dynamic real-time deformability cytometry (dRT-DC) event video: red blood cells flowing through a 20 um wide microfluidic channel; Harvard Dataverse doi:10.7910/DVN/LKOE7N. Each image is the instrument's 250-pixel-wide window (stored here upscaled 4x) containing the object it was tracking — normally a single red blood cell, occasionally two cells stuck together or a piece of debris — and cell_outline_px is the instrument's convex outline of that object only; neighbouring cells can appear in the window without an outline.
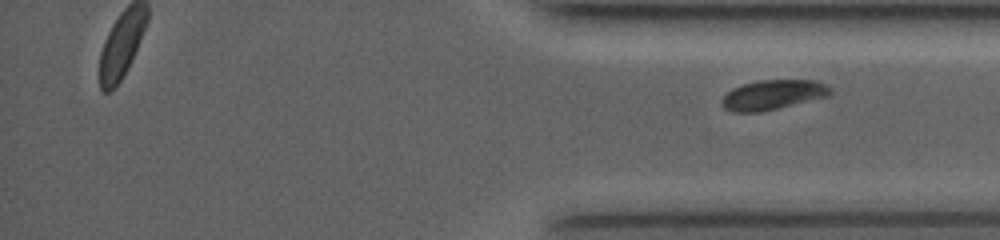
{"species": "common noctule bat (a hibernating species)", "species_latin": "Nyctalus noctula", "temperature_condition": "room temperature", "stored_images_in_passage": 32, "segment_of_instrument_passage": [2, 2], "camera_frame_rate_fps": 4000, "um_per_image_px": 0.085, "animal": {"sex": "female", "body_mass_g": 19.0, "forearm_length_mm": 53.3}, "frame": {"image": 1, "passage_image": 32, "time_ms": 12.0, "image_size_px": [1000, 240], "cell_outline_px": [[832, 92], [828, 96], [760, 112], [732, 112], [724, 108], [724, 96], [732, 88], [744, 84], [760, 80], [816, 80], [832, 88]], "centroid_in_image_um": [65.72, 8.05], "position_along_channel_um": 369.5, "area_um2": 18.5}}